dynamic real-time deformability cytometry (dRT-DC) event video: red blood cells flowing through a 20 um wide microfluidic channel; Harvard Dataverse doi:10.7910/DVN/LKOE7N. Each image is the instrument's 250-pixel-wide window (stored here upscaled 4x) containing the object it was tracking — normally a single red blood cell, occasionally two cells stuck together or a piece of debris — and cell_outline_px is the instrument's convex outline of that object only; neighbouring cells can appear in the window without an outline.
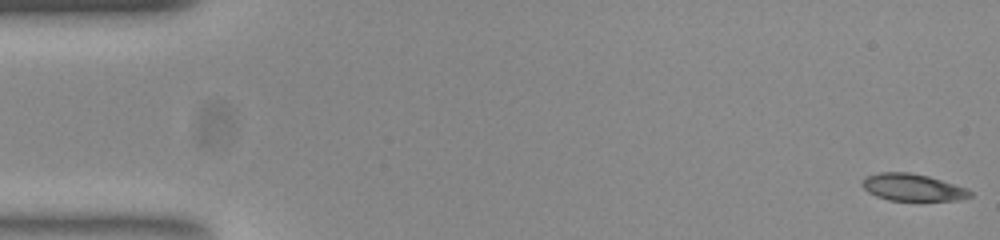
{"species": "common noctule bat (a hibernating species)", "species_latin": "Nyctalus noctula", "temperature_condition": "room temperature", "stored_images_in_passage": 54, "camera_frame_rate_fps": 3000, "um_per_image_px": 0.085, "animal": {"sex": "female", "body_mass_g": 23.0, "forearm_length_mm": 53.4}, "frame": {"image": 1, "passage_image": 1, "time_ms": 0.0, "image_size_px": [1000, 240], "cell_outline_px": [[972, 196], [960, 200], [888, 200], [876, 196], [868, 192], [860, 184], [864, 176], [880, 172], [912, 172], [928, 176], [968, 188], [972, 192]], "centroid_in_image_um": [77.56, 15.92], "position_along_channel_um": 7.4, "area_um2": 17.17}}
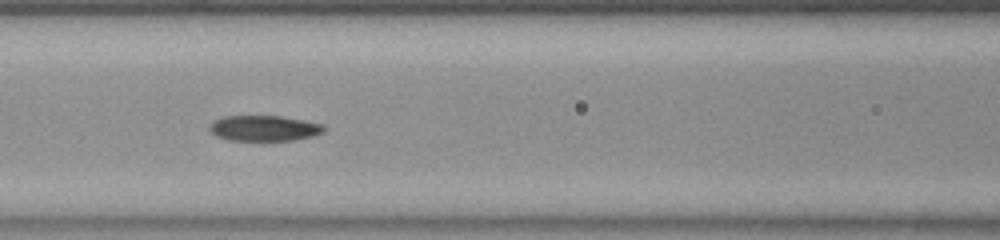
{"frame": {"image": 2, "passage_image": 23, "time_ms": 7.333, "image_size_px": [1000, 240], "cell_outline_px": [[324, 132], [312, 136], [292, 140], [232, 140], [216, 136], [208, 128], [212, 120], [220, 116], [280, 116], [304, 120], [324, 124]], "centroid_in_image_um": [22.42, 10.88], "position_along_channel_um": 144.2, "area_um2": 17.05}}
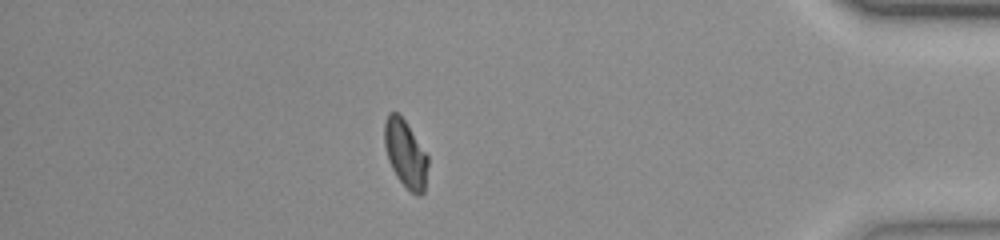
{"frame": {"image": 3, "passage_image": 47, "time_ms": 15.333, "image_size_px": [1000, 240], "cell_outline_px": [[428, 164], [424, 192], [420, 196], [416, 196], [396, 176], [388, 160], [384, 144], [384, 124], [388, 112], [396, 112], [404, 120], [428, 156]], "centroid_in_image_um": [34.46, 13.08], "position_along_channel_um": 400.7, "area_um2": 16.88}, "authors_computed_cell_mechanics": {"area_um2": 17.3111, "velocity_mm_per_s": 3.7581, "shape_relaxation_time_tau1_ms": 7.5417, "shape_relaxation_time_tau2_ms": 3.2453, "deformation_change_tau1": 0.2043, "deformation_change_tau2": 0.0757}}